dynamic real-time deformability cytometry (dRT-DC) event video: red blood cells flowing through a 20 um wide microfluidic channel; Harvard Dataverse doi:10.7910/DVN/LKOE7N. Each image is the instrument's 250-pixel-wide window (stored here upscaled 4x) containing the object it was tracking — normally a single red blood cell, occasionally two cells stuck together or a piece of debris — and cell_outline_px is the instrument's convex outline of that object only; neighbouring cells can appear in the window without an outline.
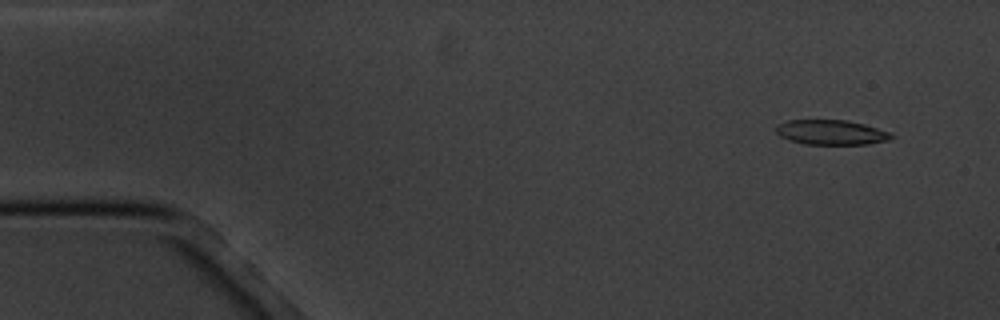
{"species": "common noctule bat (a hibernating species)", "species_latin": "Nyctalus noctula", "temperature_condition": "cold", "stored_images_in_passage": 5, "camera_frame_rate_fps": 3000, "um_per_image_px": 0.085, "animal": {"sex": "male", "body_mass_g": 20.1, "forearm_length_mm": 53.5}, "frame": {"image": 1, "passage_image": 1, "time_ms": 0.0, "image_size_px": [1000, 320], "cell_outline_px": [[892, 140], [868, 144], [804, 144], [788, 140], [780, 136], [776, 132], [776, 128], [780, 124], [788, 120], [848, 120], [864, 124], [892, 132]], "centroid_in_image_um": [70.69, 11.25], "position_along_channel_um": 14.3, "area_um2": 16.76}}
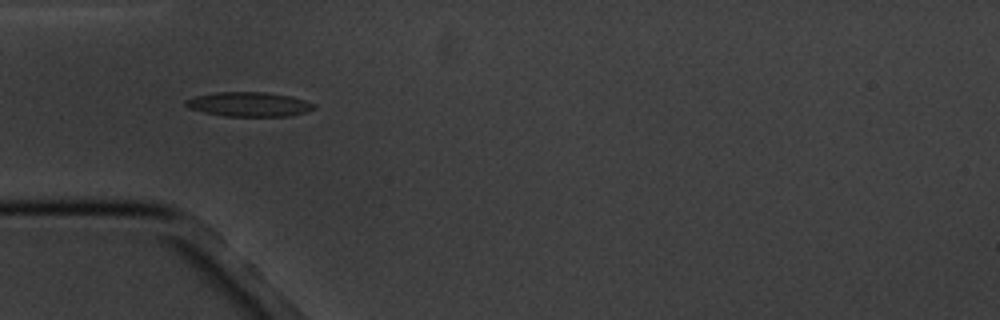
{"frame": {"image": 2, "passage_image": 4, "time_ms": 4.333, "image_size_px": [1000, 320], "cell_outline_px": [[316, 108], [308, 112], [288, 116], [224, 116], [204, 112], [188, 108], [184, 104], [184, 100], [196, 96], [216, 92], [268, 92], [292, 96], [316, 104]], "centroid_in_image_um": [21.19, 8.86], "position_along_channel_um": 63.8, "area_um2": 18.44}}
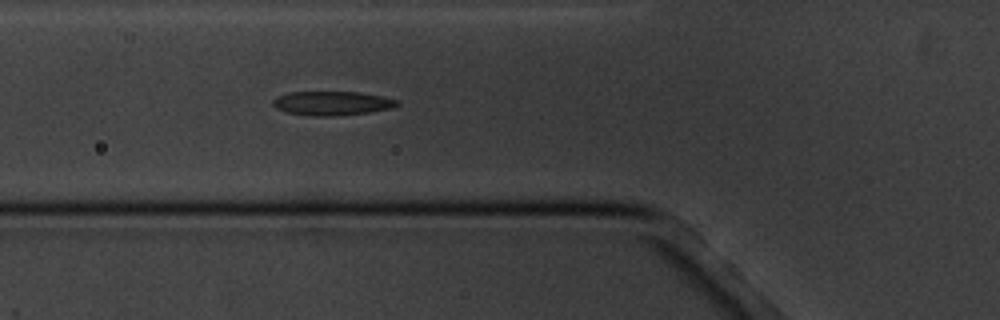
{"frame": {"image": 3, "passage_image": 5, "time_ms": 5.333, "image_size_px": [1000, 320], "cell_outline_px": [[400, 104], [392, 108], [372, 112], [332, 116], [312, 116], [288, 112], [276, 108], [272, 104], [272, 100], [276, 96], [288, 92], [360, 92], [400, 100]], "centroid_in_image_um": [28.24, 8.77], "position_along_channel_um": 97.6, "area_um2": 17.51}}